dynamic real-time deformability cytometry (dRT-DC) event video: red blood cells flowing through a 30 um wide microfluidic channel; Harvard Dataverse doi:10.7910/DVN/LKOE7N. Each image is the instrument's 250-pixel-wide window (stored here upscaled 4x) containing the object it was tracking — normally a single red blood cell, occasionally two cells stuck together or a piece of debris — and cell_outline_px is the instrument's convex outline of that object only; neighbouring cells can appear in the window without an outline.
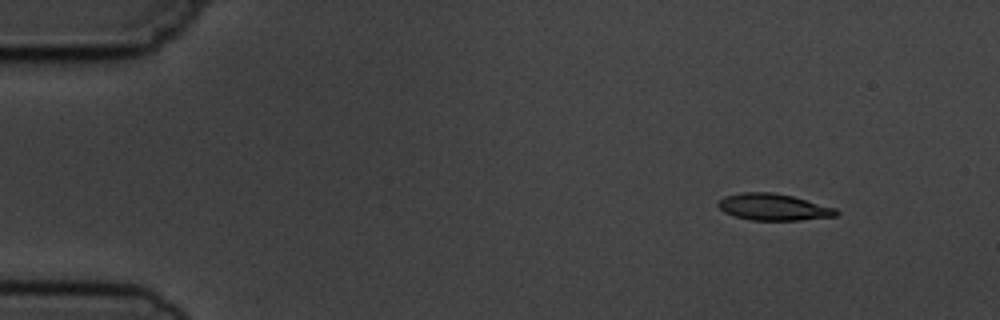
{"species": "common noctule bat (a hibernating species)", "species_latin": "Nyctalus noctula", "temperature_condition": "cold", "stored_images_in_passage": 5, "camera_frame_rate_fps": 3000, "um_per_image_px": 0.085, "animal": {"sex": "male", "body_mass_g": 19.5, "forearm_length_mm": 54.6}, "frame": {"image": 1, "passage_image": 1, "time_ms": 0.0, "image_size_px": [1000, 320], "cell_outline_px": [[840, 212], [836, 216], [800, 220], [752, 220], [736, 216], [724, 212], [716, 204], [724, 196], [740, 192], [772, 192], [792, 196], [836, 208]], "centroid_in_image_um": [65.74, 17.59], "position_along_channel_um": 19.3, "area_um2": 18.26}}
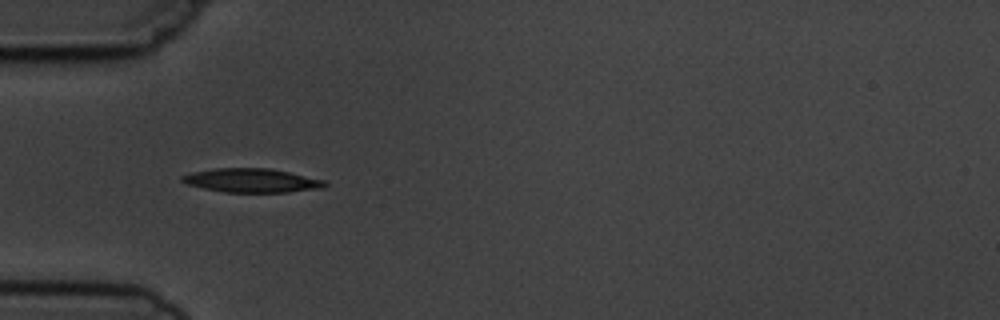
{"frame": {"image": 2, "passage_image": 4, "time_ms": 3.667, "image_size_px": [1000, 320], "cell_outline_px": [[328, 184], [324, 188], [288, 192], [224, 192], [204, 188], [188, 184], [180, 180], [180, 176], [192, 172], [216, 168], [268, 168], [288, 172], [324, 180]], "centroid_in_image_um": [21.39, 15.34], "position_along_channel_um": 63.6, "area_um2": 19.77}}
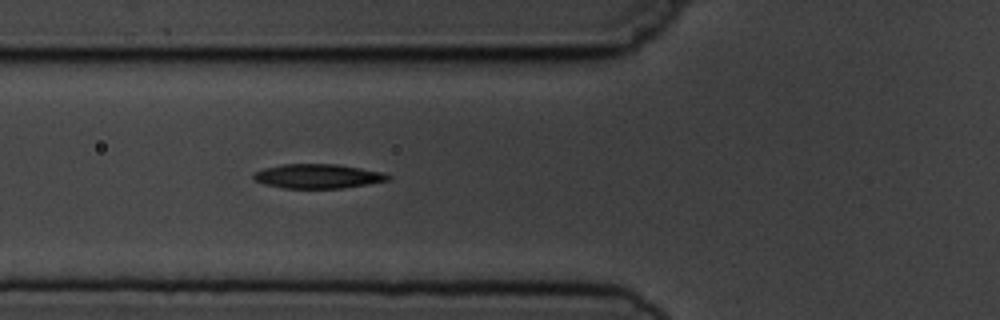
{"frame": {"image": 3, "passage_image": 5, "time_ms": 4.667, "image_size_px": [1000, 320], "cell_outline_px": [[392, 180], [340, 188], [284, 188], [264, 184], [256, 180], [252, 176], [252, 172], [264, 168], [280, 164], [336, 164], [360, 168], [380, 172], [392, 176]], "centroid_in_image_um": [26.99, 14.97], "position_along_channel_um": 98.8, "area_um2": 19.02}}